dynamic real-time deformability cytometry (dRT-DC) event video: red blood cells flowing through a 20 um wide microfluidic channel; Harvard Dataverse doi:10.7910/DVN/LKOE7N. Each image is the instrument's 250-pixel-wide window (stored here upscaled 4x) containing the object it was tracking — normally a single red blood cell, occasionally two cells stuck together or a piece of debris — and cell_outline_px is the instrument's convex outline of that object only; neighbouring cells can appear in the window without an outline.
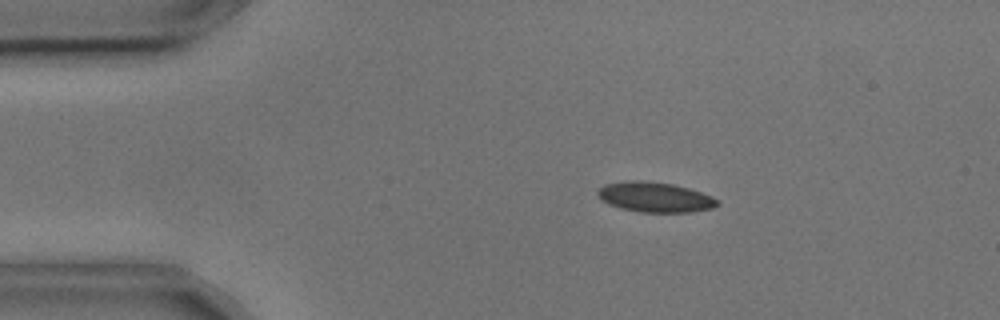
{"species": "common noctule bat (a hibernating species)", "species_latin": "Nyctalus noctula", "temperature_condition": "cold", "stored_images_in_passage": 3, "camera_frame_rate_fps": 3000, "um_per_image_px": 0.085, "animal": {"sex": "male", "body_mass_g": 17.9, "forearm_length_mm": 54.2}, "frame": {"image": 1, "passage_image": 3, "time_ms": 0.667, "image_size_px": [1000, 320], "cell_outline_px": [[720, 204], [712, 208], [692, 212], [640, 212], [620, 208], [608, 204], [600, 200], [596, 192], [604, 184], [628, 180], [644, 180], [672, 184], [688, 188], [712, 196], [720, 200]], "centroid_in_image_um": [55.66, 16.75], "position_along_channel_um": 29.3, "area_um2": 21.15}}